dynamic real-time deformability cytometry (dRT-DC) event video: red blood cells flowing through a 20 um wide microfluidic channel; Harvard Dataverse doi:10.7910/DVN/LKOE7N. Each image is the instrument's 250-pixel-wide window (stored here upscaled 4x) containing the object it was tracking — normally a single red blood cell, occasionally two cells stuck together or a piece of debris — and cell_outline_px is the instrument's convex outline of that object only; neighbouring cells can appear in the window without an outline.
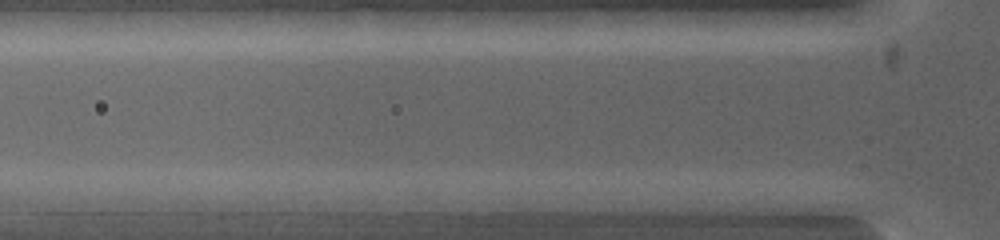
{"species": "common noctule bat (a hibernating species)", "species_latin": "Nyctalus noctula", "temperature_condition": "warm", "stored_images_in_passage": 4, "segment_of_instrument_passage": [2, 2], "camera_frame_rate_fps": 5000, "um_per_image_px": 0.085, "animal": {"sex": "female", "body_mass_g": 19.0, "forearm_length_mm": 53.3}, "frame": {"image": 1, "passage_image": 4, "time_ms": 1.0, "image_size_px": [1000, 240], "cell_outline_px": [[600, 200], [568, 208], [524, 212], [508, 212], [500, 200], [500, 192], [560, 192]], "centroid_in_image_um": [45.97, 17.09], "position_along_channel_um": 79.8, "area_um2": 10.46}}